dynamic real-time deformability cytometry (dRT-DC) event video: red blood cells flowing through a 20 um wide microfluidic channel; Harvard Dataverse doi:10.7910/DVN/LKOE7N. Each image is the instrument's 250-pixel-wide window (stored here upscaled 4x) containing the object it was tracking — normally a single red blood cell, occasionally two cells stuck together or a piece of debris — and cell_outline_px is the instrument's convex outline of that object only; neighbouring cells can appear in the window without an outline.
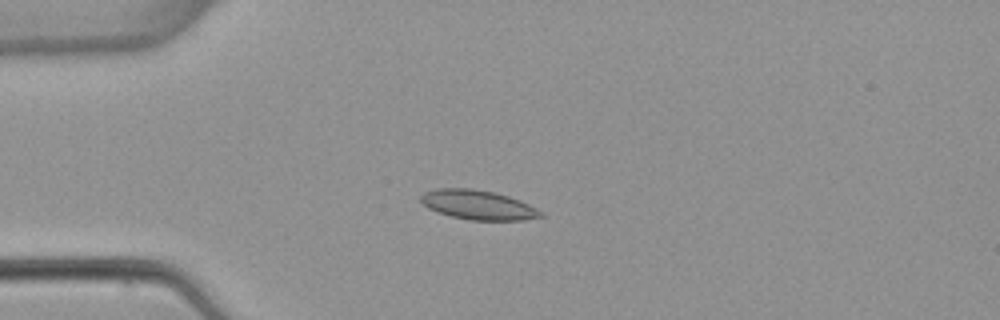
{"species": "common noctule bat (a hibernating species)", "species_latin": "Nyctalus noctula", "temperature_condition": "warm", "stored_images_in_passage": 4, "camera_frame_rate_fps": 3000, "um_per_image_px": 0.085, "animal": {"sex": "female", "body_mass_g": 22.7, "forearm_length_mm": 54.2}, "frame": {"image": 1, "passage_image": 4, "time_ms": 4.0, "image_size_px": [1000, 320], "cell_outline_px": [[544, 216], [524, 220], [468, 220], [452, 216], [428, 208], [420, 200], [420, 196], [424, 192], [436, 188], [472, 188], [496, 192], [520, 200], [544, 212]], "centroid_in_image_um": [40.65, 17.41], "position_along_channel_um": 44.3, "area_um2": 20.63}}